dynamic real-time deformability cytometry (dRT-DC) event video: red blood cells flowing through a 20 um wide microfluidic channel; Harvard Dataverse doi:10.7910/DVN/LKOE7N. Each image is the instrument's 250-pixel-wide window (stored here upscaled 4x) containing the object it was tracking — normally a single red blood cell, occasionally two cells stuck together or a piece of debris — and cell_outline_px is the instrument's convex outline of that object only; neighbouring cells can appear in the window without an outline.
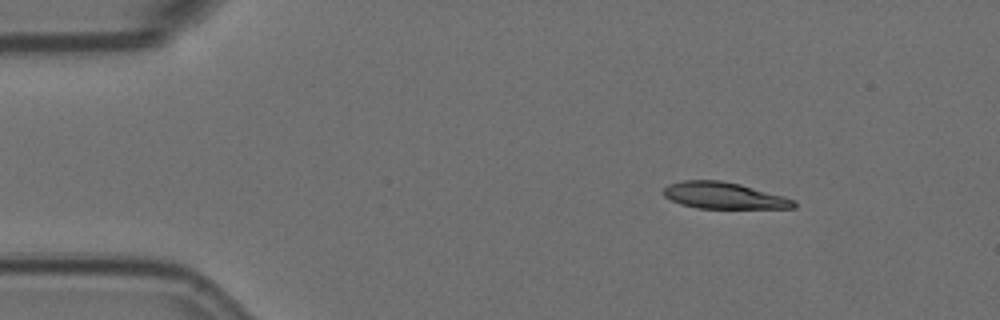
{"species": "Egyptian fruit bat (a non-hibernating species)", "species_latin": "Rousettus aegyptiacus", "temperature_condition": "room temperature", "stored_images_in_passage": 3, "camera_frame_rate_fps": 3000, "um_per_image_px": 0.085, "animal": {"sex": "female"}, "frame": {"image": 1, "passage_image": 1, "time_ms": 0.0, "image_size_px": [1000, 320], "cell_outline_px": [[796, 208], [696, 208], [680, 204], [664, 196], [664, 188], [668, 184], [680, 180], [720, 180], [740, 184], [784, 196], [796, 200]], "centroid_in_image_um": [61.53, 16.62], "position_along_channel_um": 23.5, "area_um2": 20.17}}